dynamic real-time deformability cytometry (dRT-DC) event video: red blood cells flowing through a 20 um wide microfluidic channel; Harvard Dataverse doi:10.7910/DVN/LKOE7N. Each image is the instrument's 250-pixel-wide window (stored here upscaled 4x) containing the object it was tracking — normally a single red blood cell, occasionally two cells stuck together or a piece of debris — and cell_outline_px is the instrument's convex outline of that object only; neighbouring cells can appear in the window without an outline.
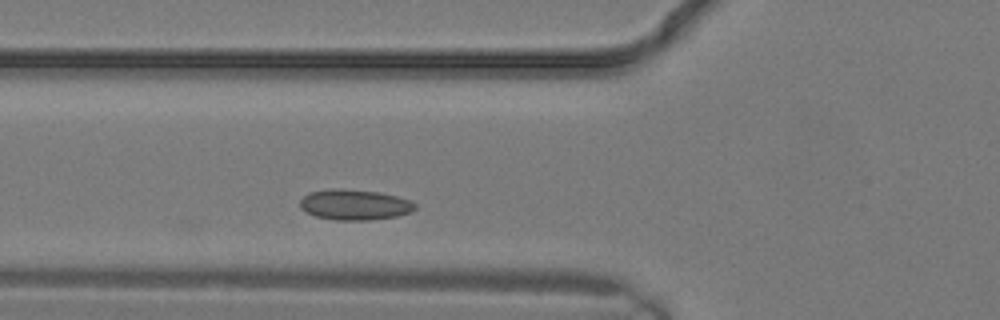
{"species": "common noctule bat (a hibernating species)", "species_latin": "Nyctalus noctula", "temperature_condition": "warm", "stored_images_in_passage": 22, "camera_frame_rate_fps": 3000, "um_per_image_px": 0.085, "animal": {"sex": "male", "body_mass_g": 19.2, "forearm_length_mm": 51.8}, "frame": {"image": 1, "passage_image": 4, "time_ms": 1.0, "image_size_px": [1000, 320], "cell_outline_px": [[416, 208], [408, 212], [396, 216], [372, 220], [336, 220], [316, 216], [304, 212], [300, 208], [300, 200], [308, 192], [332, 188], [344, 188], [380, 192], [396, 196], [408, 200], [416, 204]], "centroid_in_image_um": [30.09, 17.39], "position_along_channel_um": 95.7, "area_um2": 20.58}}
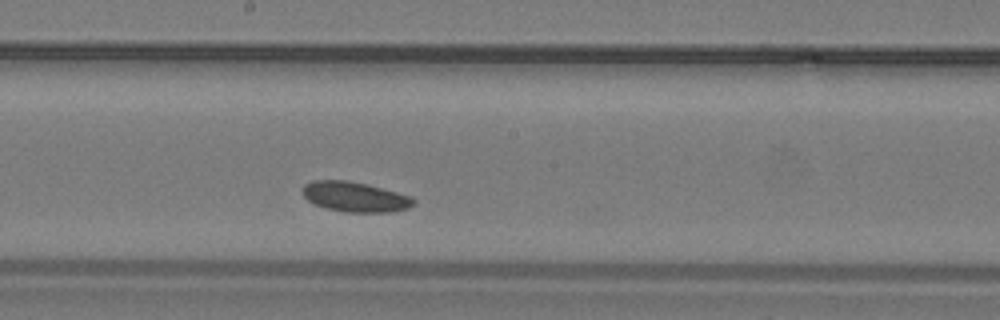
{"frame": {"image": 2, "passage_image": 9, "time_ms": 2.667, "image_size_px": [1000, 320], "cell_outline_px": [[416, 204], [408, 208], [392, 212], [344, 212], [324, 208], [308, 200], [304, 196], [304, 184], [312, 180], [348, 180], [368, 184], [412, 196], [416, 200]], "centroid_in_image_um": [30.22, 16.73], "position_along_channel_um": 218.0, "area_um2": 19.59}}
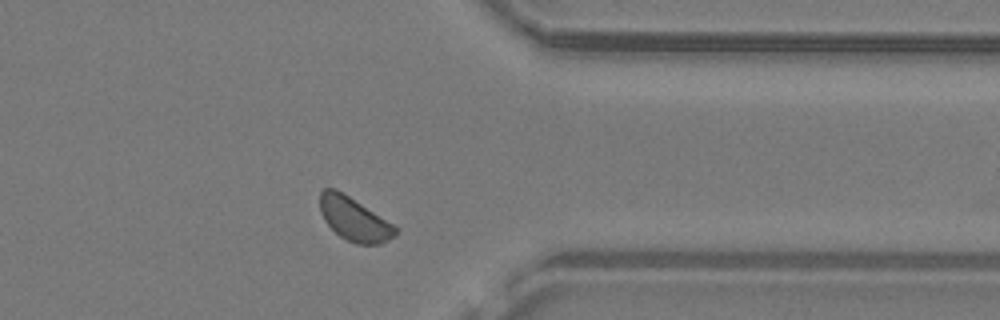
{"frame": {"image": 3, "passage_image": 16, "time_ms": 5.0, "image_size_px": [1000, 320], "cell_outline_px": [[400, 228], [388, 240], [380, 244], [356, 244], [340, 236], [324, 220], [320, 212], [320, 192], [324, 188], [336, 188]], "centroid_in_image_um": [30.1, 18.61], "position_along_channel_um": 381.3, "area_um2": 18.96}}